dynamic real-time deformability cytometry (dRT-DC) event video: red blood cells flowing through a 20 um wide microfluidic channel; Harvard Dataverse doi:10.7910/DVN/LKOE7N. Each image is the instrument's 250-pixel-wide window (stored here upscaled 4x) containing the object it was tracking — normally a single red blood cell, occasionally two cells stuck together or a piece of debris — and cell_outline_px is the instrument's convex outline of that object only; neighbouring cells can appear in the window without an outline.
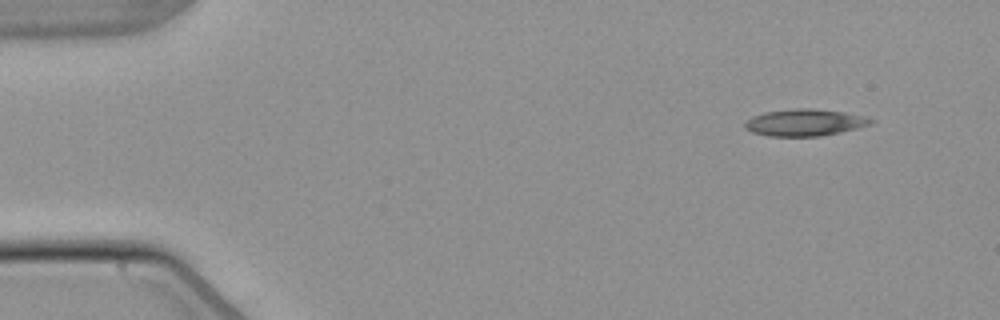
{"species": "common noctule bat (a hibernating species)", "species_latin": "Nyctalus noctula", "temperature_condition": "warm", "stored_images_in_passage": 3, "camera_frame_rate_fps": 3000, "um_per_image_px": 0.085, "animal": {"sex": "male", "body_mass_g": 21.5, "forearm_length_mm": 52.0}, "frame": {"image": 1, "passage_image": 1, "time_ms": 0.0, "image_size_px": [1000, 320], "cell_outline_px": [[876, 120], [872, 124], [840, 132], [820, 136], [768, 136], [752, 132], [744, 128], [744, 124], [752, 116], [764, 112], [796, 108], [812, 108], [844, 112], [864, 116]], "centroid_in_image_um": [68.4, 10.41], "position_along_channel_um": 16.6, "area_um2": 19.71}}